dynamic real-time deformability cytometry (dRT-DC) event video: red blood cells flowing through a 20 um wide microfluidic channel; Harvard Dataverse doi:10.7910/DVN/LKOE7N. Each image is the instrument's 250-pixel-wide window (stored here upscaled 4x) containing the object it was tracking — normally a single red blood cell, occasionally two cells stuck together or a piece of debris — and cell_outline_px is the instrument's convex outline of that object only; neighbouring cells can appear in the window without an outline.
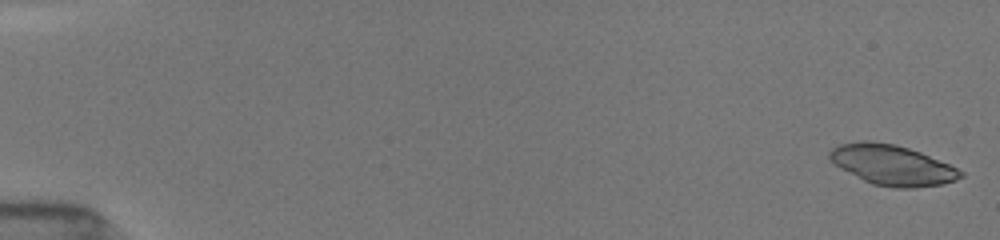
{"species": "common noctule bat (a hibernating species)", "species_latin": "Nyctalus noctula", "temperature_condition": "room temperature", "stored_images_in_passage": 15, "camera_frame_rate_fps": 3000, "um_per_image_px": 0.085, "animal": {"sex": "female", "body_mass_g": 19.5, "forearm_length_mm": 54.1}, "frame": {"image": 1, "passage_image": 1, "time_ms": 0.0, "image_size_px": [1000, 240], "cell_outline_px": [[964, 176], [956, 180], [940, 184], [912, 188], [896, 188], [872, 184], [840, 168], [828, 156], [828, 152], [832, 148], [840, 144], [864, 140], [868, 140], [896, 144], [920, 152], [948, 164], [964, 172]], "centroid_in_image_um": [75.83, 14.02], "position_along_channel_um": 9.2, "area_um2": 30.46}}